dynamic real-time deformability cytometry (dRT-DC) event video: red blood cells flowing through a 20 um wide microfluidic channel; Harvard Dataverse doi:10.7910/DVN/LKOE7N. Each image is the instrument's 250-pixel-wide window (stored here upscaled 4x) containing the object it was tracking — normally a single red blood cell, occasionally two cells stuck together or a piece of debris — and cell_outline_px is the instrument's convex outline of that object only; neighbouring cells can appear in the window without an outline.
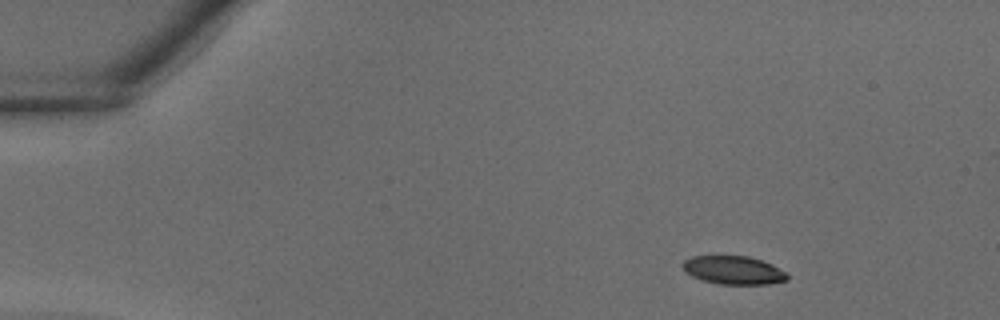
{"species": "common noctule bat (a hibernating species)", "species_latin": "Nyctalus noctula", "temperature_condition": "warm", "stored_images_in_passage": 33, "camera_frame_rate_fps": 3000, "um_per_image_px": 0.085, "animal": {"sex": "male", "body_mass_g": 18.8}, "frame": {"image": 1, "passage_image": 1, "time_ms": 0.0, "image_size_px": [1000, 320], "cell_outline_px": [[788, 280], [768, 284], [720, 284], [704, 280], [692, 276], [684, 272], [680, 264], [684, 260], [692, 256], [748, 256], [772, 264], [788, 272]], "centroid_in_image_um": [62.34, 22.96], "position_along_channel_um": 22.7, "area_um2": 17.4}}
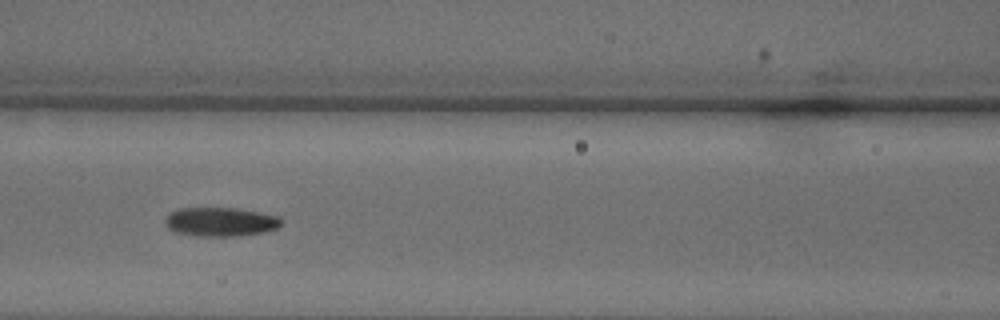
{"frame": {"image": 2, "passage_image": 13, "time_ms": 4.0, "image_size_px": [1000, 320], "cell_outline_px": [[280, 224], [276, 228], [264, 232], [236, 236], [192, 236], [176, 232], [168, 228], [164, 224], [164, 216], [168, 212], [176, 208], [236, 208], [276, 216], [280, 220]], "centroid_in_image_um": [18.61, 18.85], "position_along_channel_um": 148.0, "area_um2": 19.65}}
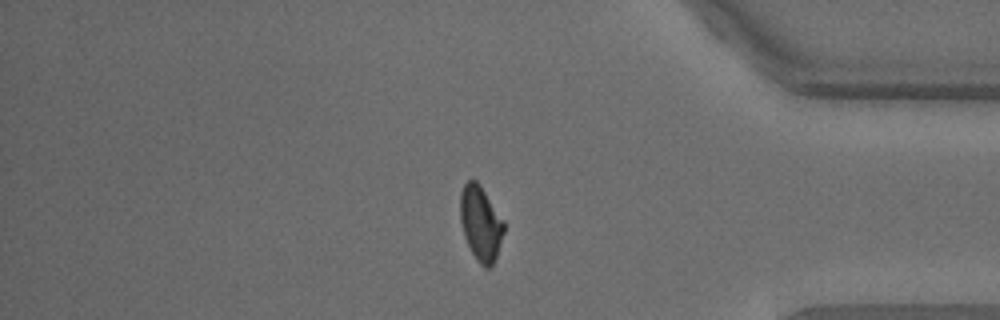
{"frame": {"image": 3, "passage_image": 28, "time_ms": 9.0, "image_size_px": [1000, 320], "cell_outline_px": [[504, 232], [496, 256], [492, 264], [488, 268], [484, 268], [480, 264], [472, 252], [464, 236], [460, 220], [460, 192], [464, 184], [468, 180], [476, 180], [480, 184], [504, 220]], "centroid_in_image_um": [40.85, 18.95], "position_along_channel_um": 394.3, "area_um2": 18.96}}